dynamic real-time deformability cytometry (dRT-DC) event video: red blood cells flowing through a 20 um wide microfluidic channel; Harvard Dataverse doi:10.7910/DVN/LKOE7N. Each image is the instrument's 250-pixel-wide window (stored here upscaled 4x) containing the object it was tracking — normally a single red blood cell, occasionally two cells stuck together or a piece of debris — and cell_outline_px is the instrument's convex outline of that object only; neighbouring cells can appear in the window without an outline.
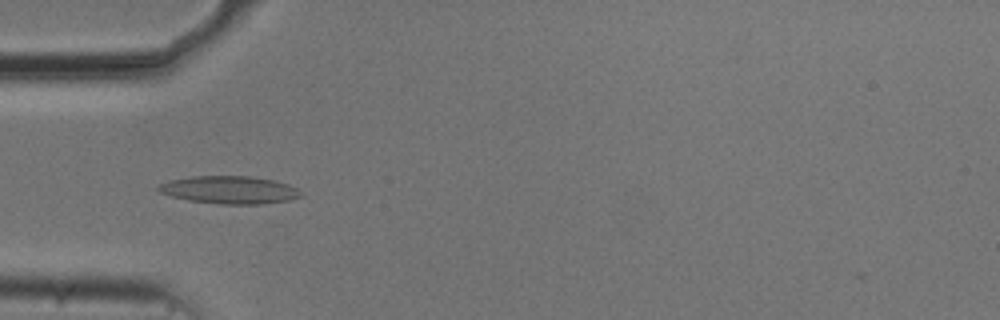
{"species": "common noctule bat (a hibernating species)", "species_latin": "Nyctalus noctula", "temperature_condition": "cold", "stored_images_in_passage": 54, "camera_frame_rate_fps": 3000, "um_per_image_px": 0.085, "animal": {"sex": "male", "body_mass_g": 20.5, "forearm_length_mm": 52.5}, "frame": {"image": 1, "passage_image": 16, "time_ms": 5.0, "image_size_px": [1000, 320], "cell_outline_px": [[304, 192], [300, 196], [288, 200], [264, 204], [216, 204], [188, 200], [172, 196], [160, 192], [156, 188], [160, 184], [172, 180], [192, 176], [252, 176], [272, 180], [288, 184]], "centroid_in_image_um": [19.52, 16.14], "position_along_channel_um": 65.5, "area_um2": 22.95}}
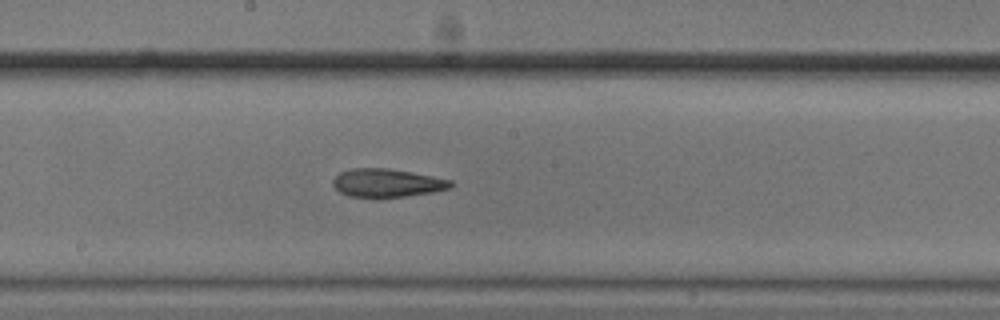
{"frame": {"image": 2, "passage_image": 28, "time_ms": 9.0, "image_size_px": [1000, 320], "cell_outline_px": [[456, 184], [452, 188], [432, 192], [404, 196], [348, 196], [340, 192], [332, 184], [332, 180], [340, 172], [352, 168], [388, 168], [432, 176], [452, 180]], "centroid_in_image_um": [32.93, 15.53], "position_along_channel_um": 215.3, "area_um2": 19.19}}
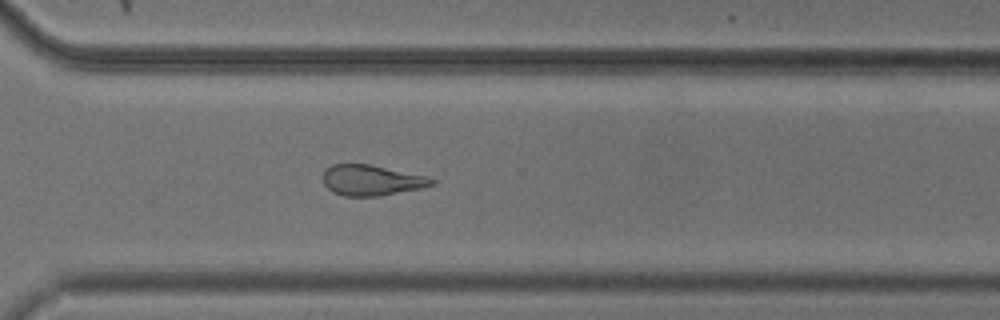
{"frame": {"image": 3, "passage_image": 38, "time_ms": 12.333, "image_size_px": [1000, 320], "cell_outline_px": [[436, 184], [424, 188], [380, 196], [344, 196], [332, 192], [324, 184], [324, 168], [332, 164], [372, 164], [428, 176], [436, 180]], "centroid_in_image_um": [31.63, 15.32], "position_along_channel_um": 339.0, "area_um2": 19.77}}